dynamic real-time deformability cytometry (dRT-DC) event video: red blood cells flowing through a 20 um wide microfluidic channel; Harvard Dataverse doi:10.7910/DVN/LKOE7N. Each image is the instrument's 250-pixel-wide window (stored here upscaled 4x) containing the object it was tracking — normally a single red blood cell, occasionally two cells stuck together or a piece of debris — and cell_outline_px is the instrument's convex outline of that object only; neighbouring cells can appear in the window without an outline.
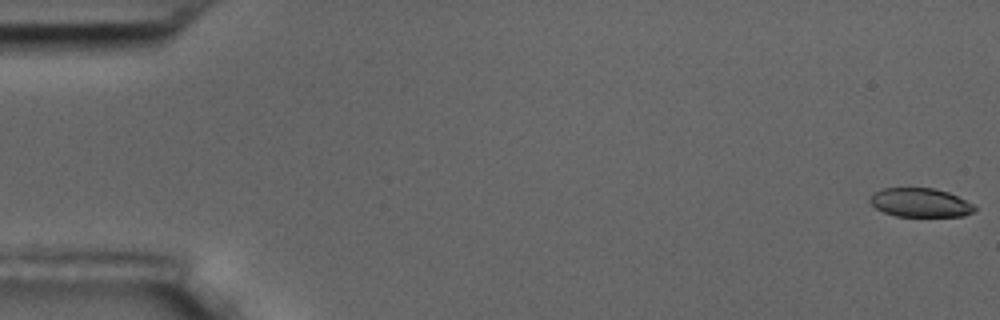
{"species": "common noctule bat (a hibernating species)", "species_latin": "Nyctalus noctula", "temperature_condition": "room temperature", "stored_images_in_passage": 6, "camera_frame_rate_fps": 3000, "um_per_image_px": 0.085, "animal": {"sex": "male", "body_mass_g": 17.5, "forearm_length_mm": 52.3}, "frame": {"image": 1, "passage_image": 1, "time_ms": 0.0, "image_size_px": [1000, 320], "cell_outline_px": [[976, 208], [972, 212], [964, 216], [896, 216], [884, 212], [876, 208], [868, 200], [876, 192], [884, 188], [932, 188], [948, 192], [972, 204]], "centroid_in_image_um": [78.21, 17.23], "position_along_channel_um": 6.8, "area_um2": 17.28}}
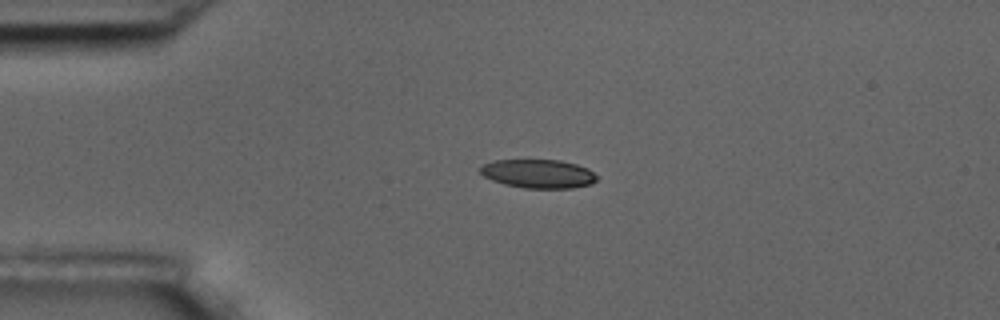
{"frame": {"image": 2, "passage_image": 4, "time_ms": 4.333, "image_size_px": [1000, 320], "cell_outline_px": [[596, 180], [592, 184], [572, 188], [524, 188], [504, 184], [492, 180], [484, 176], [480, 172], [480, 168], [484, 164], [496, 160], [560, 160], [576, 164], [588, 168], [596, 176]], "centroid_in_image_um": [45.76, 14.77], "position_along_channel_um": 39.2, "area_um2": 19.42}}